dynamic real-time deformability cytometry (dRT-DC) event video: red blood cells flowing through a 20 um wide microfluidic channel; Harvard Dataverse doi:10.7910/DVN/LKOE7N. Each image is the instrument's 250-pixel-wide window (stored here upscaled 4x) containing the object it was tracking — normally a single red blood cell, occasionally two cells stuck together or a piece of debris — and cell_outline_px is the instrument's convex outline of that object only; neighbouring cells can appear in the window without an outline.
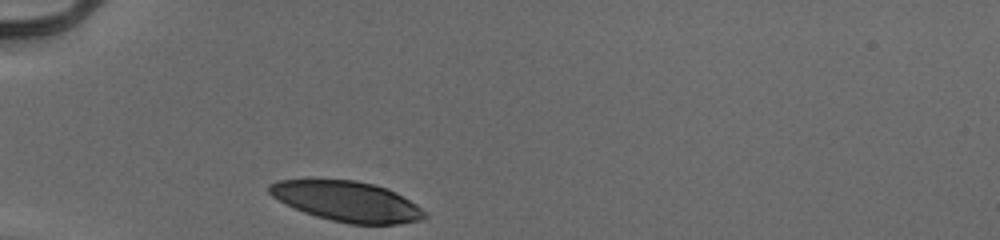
{"species": "human", "species_latin": "Homo sapiens", "temperature_condition": "cold", "stored_images_in_passage": 29, "camera_frame_rate_fps": 3000, "um_per_image_px": 0.085, "donor": {"sex": "male"}, "frame": {"image": 1, "passage_image": 1, "time_ms": 0.0, "image_size_px": [1000, 240], "cell_outline_px": [[428, 216], [420, 220], [400, 224], [348, 224], [316, 216], [304, 212], [272, 196], [268, 192], [268, 184], [276, 180], [356, 180], [376, 184], [388, 188], [396, 192], [416, 204]], "centroid_in_image_um": [29.52, 17.11], "position_along_channel_um": 55.5, "area_um2": 36.24}}
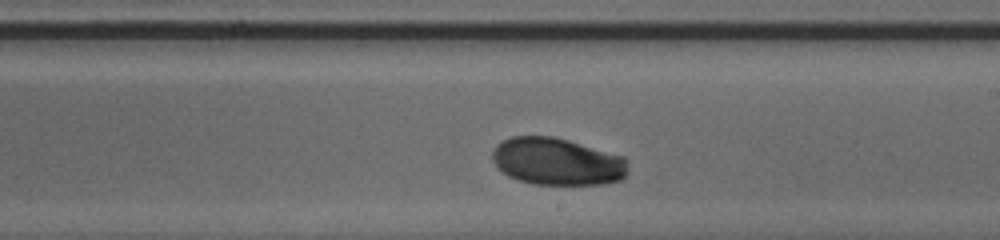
{"frame": {"image": 2, "passage_image": 17, "time_ms": 5.333, "image_size_px": [1000, 240], "cell_outline_px": [[624, 176], [620, 180], [604, 184], [532, 184], [516, 180], [508, 176], [492, 160], [492, 152], [496, 144], [500, 140], [512, 136], [552, 136], [568, 140], [624, 156]], "centroid_in_image_um": [47.28, 13.72], "position_along_channel_um": 241.7, "area_um2": 37.17}}
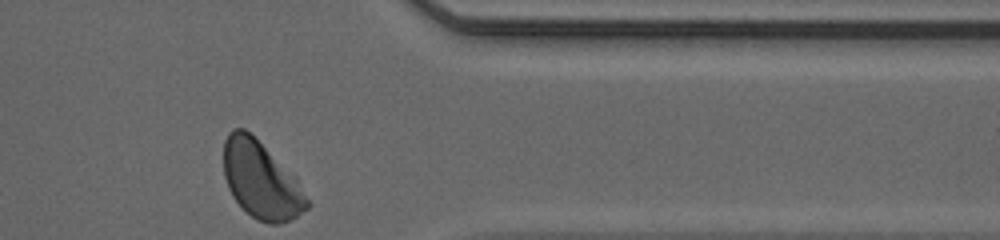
{"frame": {"image": 3, "passage_image": 29, "time_ms": 9.333, "image_size_px": [1000, 240], "cell_outline_px": [[312, 204], [308, 208], [296, 216], [280, 224], [268, 224], [256, 220], [232, 196], [228, 188], [224, 176], [224, 140], [228, 132], [232, 128], [244, 128], [296, 176]], "centroid_in_image_um": [22.21, 15.32], "position_along_channel_um": 389.2, "area_um2": 37.45}, "authors_computed_cell_mechanics": {"area_um2": 37.9168, "velocity_mm_per_s": 3.883, "shape_relaxation_time_tau1_ms": 2.1513, "shape_relaxation_time_tau2_ms": null, "deformation_change_tau1": 0.1032, "deformation_change_tau2": null}}